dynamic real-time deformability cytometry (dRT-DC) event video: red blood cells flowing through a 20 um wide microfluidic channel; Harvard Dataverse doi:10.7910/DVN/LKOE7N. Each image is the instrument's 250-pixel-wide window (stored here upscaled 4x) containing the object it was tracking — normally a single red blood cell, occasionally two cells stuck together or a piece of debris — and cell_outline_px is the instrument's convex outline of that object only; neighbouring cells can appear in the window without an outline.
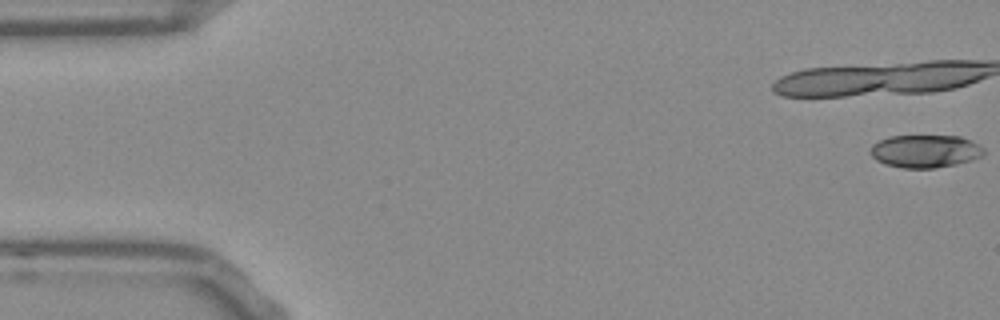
{"species": "Egyptian fruit bat (a non-hibernating species)", "species_latin": "Rousettus aegyptiacus", "temperature_condition": "room temperature", "stored_images_in_passage": 20, "camera_frame_rate_fps": 3000, "um_per_image_px": 0.085, "frame": {"image": 1, "passage_image": 1, "time_ms": 0.0, "image_size_px": [1000, 320], "cell_outline_px": [[984, 152], [980, 156], [972, 160], [956, 164], [936, 168], [900, 168], [884, 164], [876, 160], [868, 152], [872, 144], [888, 136], [960, 136], [972, 140], [980, 144], [984, 148]], "centroid_in_image_um": [78.62, 12.85], "position_along_channel_um": 6.4, "area_um2": 21.96}}
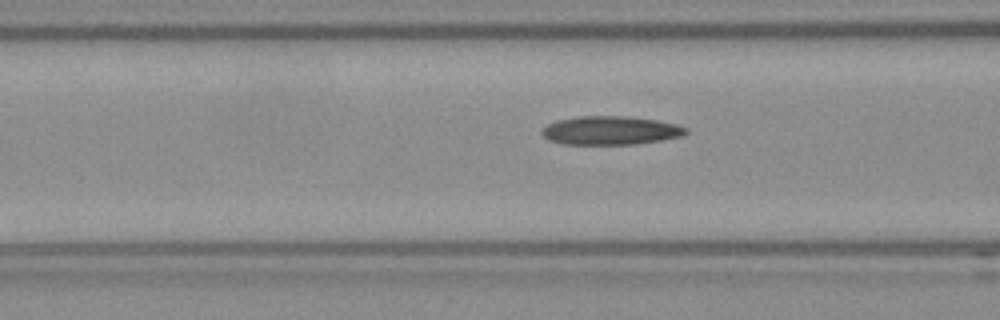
{"frame": {"image": 2, "passage_image": 17, "time_ms": 5.333, "image_size_px": [1000, 320], "cell_outline_px": [[688, 132], [684, 136], [636, 144], [564, 144], [548, 140], [540, 132], [548, 124], [556, 120], [580, 116], [624, 116], [656, 120], [676, 124], [688, 128]], "centroid_in_image_um": [51.9, 11.09], "position_along_channel_um": 114.7, "area_um2": 23.99}}